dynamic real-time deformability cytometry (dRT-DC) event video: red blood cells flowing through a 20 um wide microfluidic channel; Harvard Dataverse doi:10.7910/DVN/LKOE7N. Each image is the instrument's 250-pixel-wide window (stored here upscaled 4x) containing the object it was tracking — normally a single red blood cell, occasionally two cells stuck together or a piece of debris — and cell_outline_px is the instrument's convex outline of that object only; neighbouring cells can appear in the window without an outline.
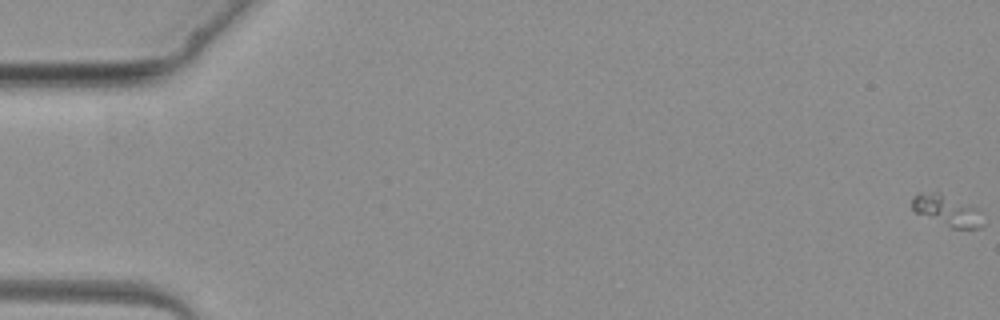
{"species": "common noctule bat (a hibernating species)", "species_latin": "Nyctalus noctula", "temperature_condition": "warm", "stored_images_in_passage": 4, "camera_frame_rate_fps": 3000, "um_per_image_px": 0.085, "animal": {"sex": "female", "body_mass_g": 19.3, "forearm_length_mm": 54.1}, "frame": {"image": 1, "passage_image": 1, "time_ms": 0.0, "image_size_px": [1000, 320], "cell_outline_px": [[984, 224], [980, 228], [952, 228], [916, 212], [912, 208], [912, 200], [916, 192], [940, 192], [976, 208]], "centroid_in_image_um": [80.46, 17.88], "position_along_channel_um": 4.5, "area_um2": 12.48}}